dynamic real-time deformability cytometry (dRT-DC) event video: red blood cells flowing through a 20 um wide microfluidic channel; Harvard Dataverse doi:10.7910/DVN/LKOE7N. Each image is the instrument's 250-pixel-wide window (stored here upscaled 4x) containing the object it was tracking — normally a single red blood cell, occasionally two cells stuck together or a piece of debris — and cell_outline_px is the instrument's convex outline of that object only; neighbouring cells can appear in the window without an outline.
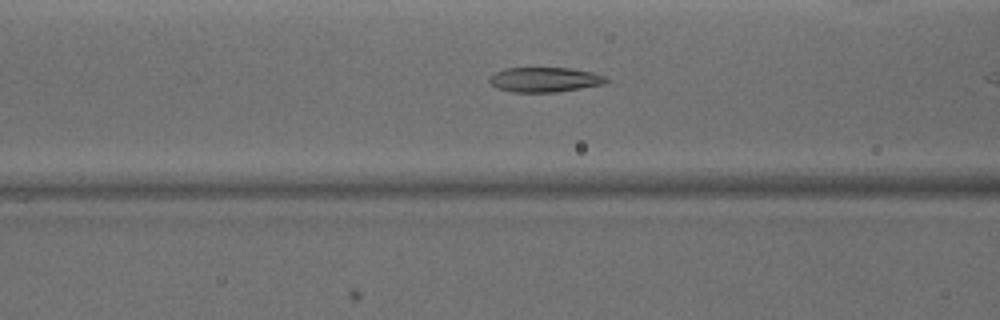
{"species": "common noctule bat (a hibernating species)", "species_latin": "Nyctalus noctula", "temperature_condition": "warm", "stored_images_in_passage": 8, "camera_frame_rate_fps": 3000, "um_per_image_px": 0.085, "animal": {"sex": "male", "body_mass_g": 15.6}, "frame": {"image": 1, "passage_image": 4, "time_ms": 1.0, "image_size_px": [1000, 320], "cell_outline_px": [[608, 80], [604, 84], [556, 92], [512, 92], [496, 88], [488, 80], [488, 76], [504, 68], [568, 68], [592, 72], [608, 76]], "centroid_in_image_um": [46.28, 6.77], "position_along_channel_um": 120.3, "area_um2": 16.94}}
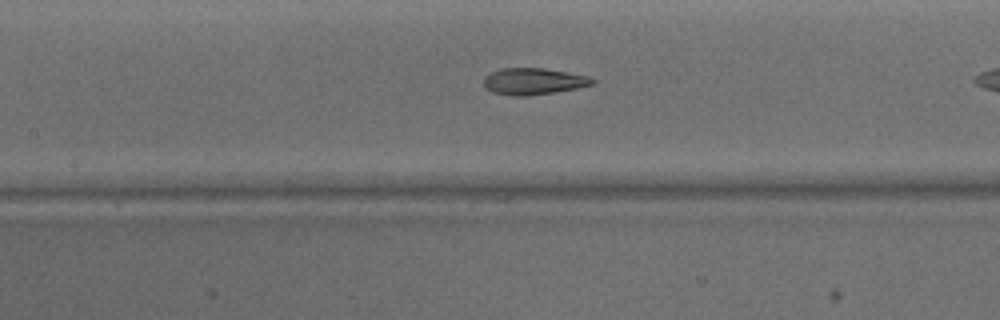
{"frame": {"image": 2, "passage_image": 7, "time_ms": 2.0, "image_size_px": [1000, 320], "cell_outline_px": [[596, 80], [592, 84], [576, 88], [528, 96], [516, 96], [492, 92], [484, 84], [484, 76], [500, 68], [544, 68], [568, 72], [588, 76]], "centroid_in_image_um": [45.34, 6.9], "position_along_channel_um": 162.1, "area_um2": 16.65}}